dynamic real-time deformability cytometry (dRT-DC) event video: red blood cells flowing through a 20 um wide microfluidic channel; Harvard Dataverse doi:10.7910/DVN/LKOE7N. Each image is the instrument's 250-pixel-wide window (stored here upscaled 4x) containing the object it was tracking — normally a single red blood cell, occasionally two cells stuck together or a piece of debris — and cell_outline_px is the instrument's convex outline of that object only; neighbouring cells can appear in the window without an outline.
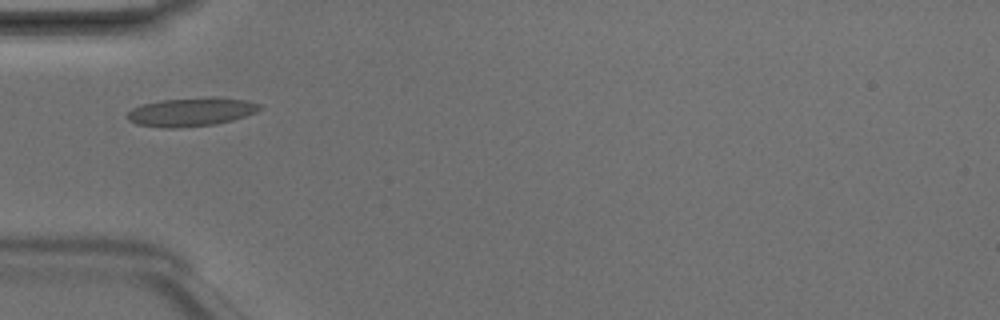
{"species": "Egyptian fruit bat (a non-hibernating species)", "species_latin": "Rousettus aegyptiacus", "temperature_condition": "room temperature", "stored_images_in_passage": 7, "camera_frame_rate_fps": 3000, "um_per_image_px": 0.085, "animal": {"sex": "male"}, "frame": {"image": 1, "passage_image": 5, "time_ms": 1.333, "image_size_px": [1000, 320], "cell_outline_px": [[260, 108], [256, 112], [232, 120], [216, 124], [176, 128], [164, 128], [136, 124], [128, 120], [124, 116], [132, 108], [140, 104], [160, 100], [212, 96], [248, 100], [260, 104]], "centroid_in_image_um": [16.2, 9.5], "position_along_channel_um": 68.8, "area_um2": 22.37}}